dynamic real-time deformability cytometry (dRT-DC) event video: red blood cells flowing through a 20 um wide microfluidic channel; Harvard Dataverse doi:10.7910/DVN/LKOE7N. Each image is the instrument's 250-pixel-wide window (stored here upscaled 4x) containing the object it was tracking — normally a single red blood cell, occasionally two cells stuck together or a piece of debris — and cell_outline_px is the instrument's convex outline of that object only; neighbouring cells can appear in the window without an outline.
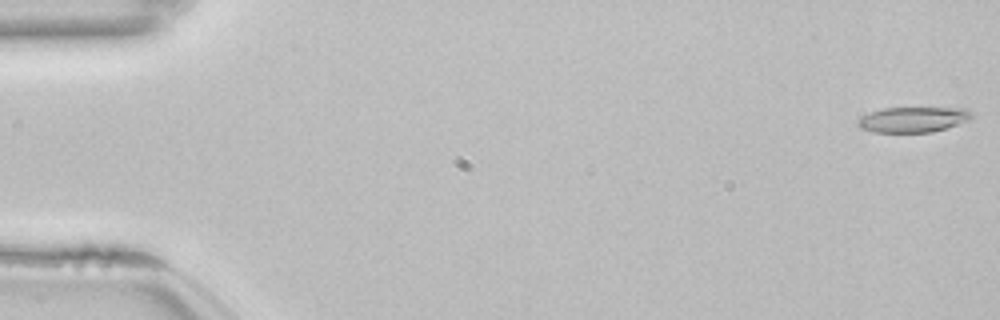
{"species": "common noctule bat (a hibernating species)", "species_latin": "Nyctalus noctula", "temperature_condition": "room temperature", "stored_images_in_passage": 54, "camera_frame_rate_fps": 3000, "um_per_image_px": 0.085, "animal": {"sex": "female", "body_mass_g": 22.7, "forearm_length_mm": 54.2}, "frame": {"image": 1, "passage_image": 1, "time_ms": 0.0, "image_size_px": [1000, 320], "cell_outline_px": [[972, 116], [968, 120], [932, 132], [872, 132], [860, 128], [856, 124], [856, 120], [872, 112], [884, 108], [968, 108]], "centroid_in_image_um": [77.58, 10.16], "position_along_channel_um": 7.4, "area_um2": 16.59}}
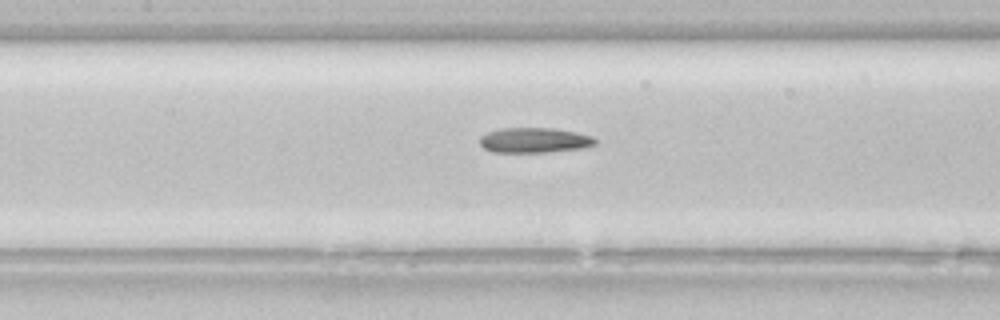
{"frame": {"image": 2, "passage_image": 25, "time_ms": 8.0, "image_size_px": [1000, 320], "cell_outline_px": [[596, 144], [588, 148], [544, 152], [492, 152], [484, 148], [480, 144], [480, 136], [488, 132], [500, 128], [552, 128], [576, 132], [592, 136], [596, 140]], "centroid_in_image_um": [45.44, 11.92], "position_along_channel_um": 162.0, "area_um2": 16.99}}
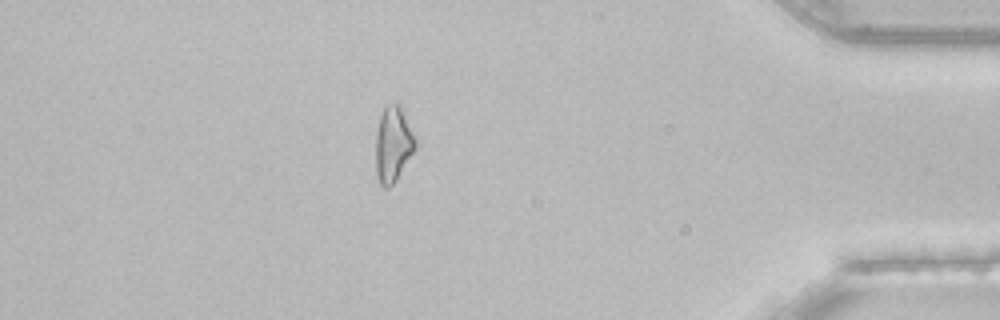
{"frame": {"image": 3, "passage_image": 47, "time_ms": 15.333, "image_size_px": [1000, 320], "cell_outline_px": [[416, 148], [396, 180], [388, 188], [384, 188], [380, 184], [376, 176], [376, 132], [380, 116], [384, 108], [388, 104], [400, 104], [416, 136]], "centroid_in_image_um": [33.42, 12.26], "position_along_channel_um": 401.8, "area_um2": 17.57}, "authors_computed_cell_mechanics": {"area_um2": 17.2822, "velocity_mm_per_s": 3.8561, "shape_relaxation_time_tau1_ms": null, "shape_relaxation_time_tau2_ms": 9.1937, "deformation_change_tau1": null, "deformation_change_tau2": 0.2294}}